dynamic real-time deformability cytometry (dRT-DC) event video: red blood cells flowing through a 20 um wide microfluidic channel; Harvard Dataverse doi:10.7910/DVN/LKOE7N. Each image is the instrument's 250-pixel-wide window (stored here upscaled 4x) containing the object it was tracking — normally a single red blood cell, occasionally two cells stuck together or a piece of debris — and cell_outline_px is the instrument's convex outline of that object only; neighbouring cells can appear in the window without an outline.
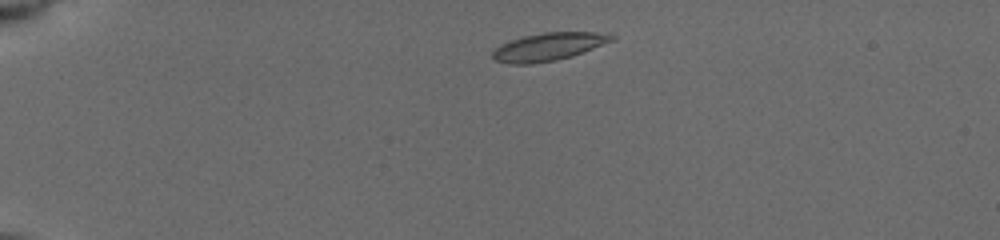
{"species": "common noctule bat (a hibernating species)", "species_latin": "Nyctalus noctula", "temperature_condition": "cold", "stored_images_in_passage": 6, "camera_frame_rate_fps": 3000, "um_per_image_px": 0.085, "animal": {"sex": "female", "body_mass_g": 19.5, "forearm_length_mm": 54.1}, "frame": {"image": 1, "passage_image": 1, "time_ms": 0.0, "image_size_px": [1000, 240], "cell_outline_px": [[616, 40], [572, 56], [556, 60], [532, 64], [508, 64], [496, 60], [492, 56], [492, 52], [500, 44], [524, 36], [544, 32], [596, 32], [616, 36]], "centroid_in_image_um": [46.64, 3.97], "position_along_channel_um": 38.4, "area_um2": 19.31}}
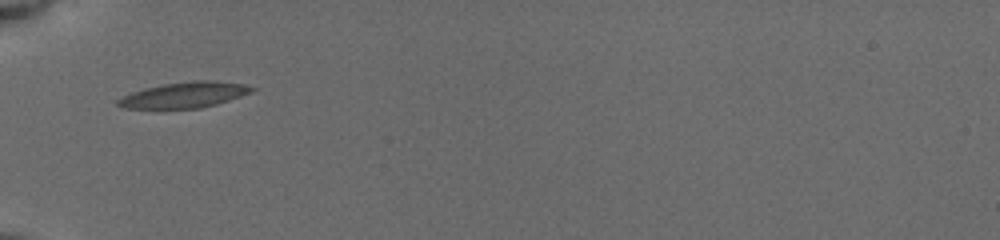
{"frame": {"image": 2, "passage_image": 4, "time_ms": 2.333, "image_size_px": [1000, 240], "cell_outline_px": [[256, 88], [252, 92], [216, 104], [200, 108], [124, 108], [116, 104], [116, 100], [132, 92], [144, 88], [164, 84], [192, 80], [216, 80], [244, 84]], "centroid_in_image_um": [15.69, 8.05], "position_along_channel_um": 69.3, "area_um2": 19.94}}
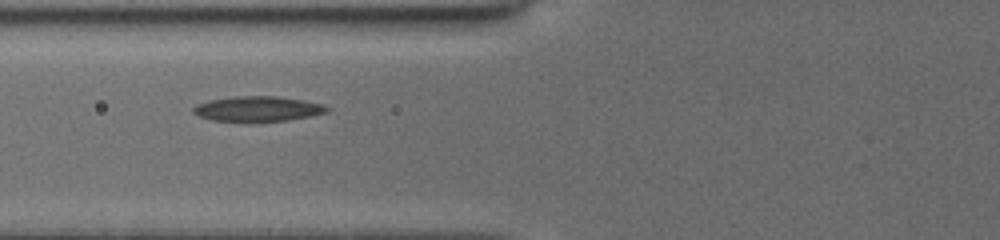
{"frame": {"image": 3, "passage_image": 5, "time_ms": 3.333, "image_size_px": [1000, 240], "cell_outline_px": [[332, 108], [328, 112], [288, 120], [212, 120], [200, 116], [192, 112], [192, 108], [196, 104], [208, 100], [232, 96], [276, 96], [304, 100], [324, 104]], "centroid_in_image_um": [21.93, 9.22], "position_along_channel_um": 103.9, "area_um2": 19.31}}